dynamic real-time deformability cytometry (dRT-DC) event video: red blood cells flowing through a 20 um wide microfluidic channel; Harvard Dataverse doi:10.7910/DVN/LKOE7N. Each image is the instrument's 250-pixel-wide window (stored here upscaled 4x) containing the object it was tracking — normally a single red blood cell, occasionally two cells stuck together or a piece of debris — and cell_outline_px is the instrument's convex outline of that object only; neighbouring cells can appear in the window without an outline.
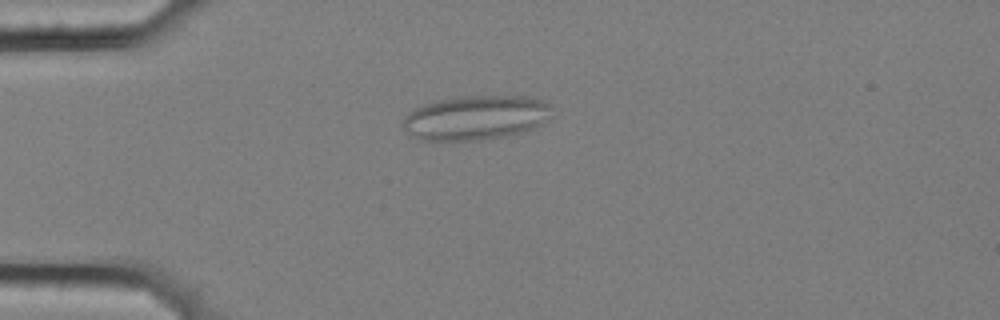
{"species": "common noctule bat (a hibernating species)", "species_latin": "Nyctalus noctula", "temperature_condition": "cold", "stored_images_in_passage": 58, "camera_frame_rate_fps": 3000, "um_per_image_px": 0.085, "animal": {"sex": "female", "body_mass_g": 25.1}, "frame": {"image": 1, "passage_image": 15, "time_ms": 4.667, "image_size_px": [1000, 320], "cell_outline_px": [[552, 104], [548, 116], [536, 128], [524, 132], [508, 136], [480, 140], [420, 140], [412, 136], [404, 128], [404, 116], [408, 112], [424, 104], [436, 100], [460, 96], [528, 96], [544, 100]], "centroid_in_image_um": [40.45, 10.0], "position_along_channel_um": 44.5, "area_um2": 38.73}}
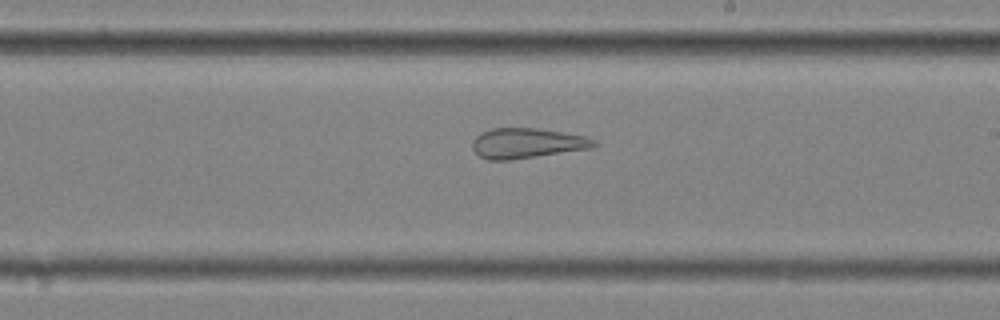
{"frame": {"image": 2, "passage_image": 34, "time_ms": 11.0, "image_size_px": [1000, 320], "cell_outline_px": [[600, 144], [592, 148], [508, 160], [488, 160], [480, 156], [472, 148], [472, 140], [476, 136], [492, 128], [536, 128], [584, 136], [596, 140]], "centroid_in_image_um": [44.8, 12.17], "position_along_channel_um": 244.2, "area_um2": 21.15}}
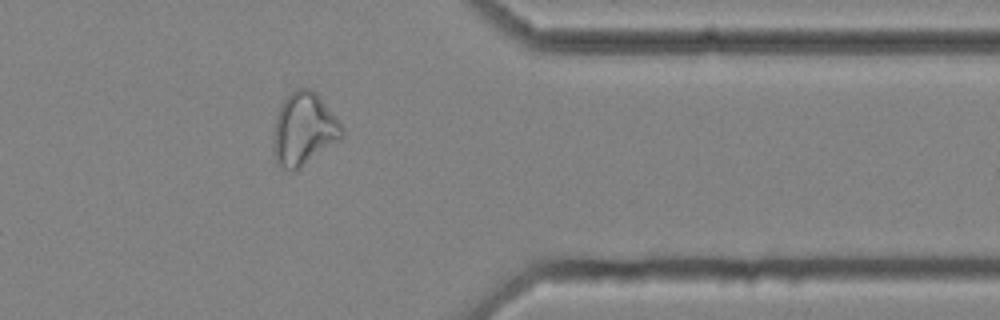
{"frame": {"image": 3, "passage_image": 47, "time_ms": 15.333, "image_size_px": [1000, 320], "cell_outline_px": [[344, 136], [340, 140], [300, 168], [292, 172], [288, 172], [280, 168], [276, 160], [276, 116], [284, 100], [296, 88], [312, 88], [320, 96], [336, 116], [344, 128]], "centroid_in_image_um": [25.9, 10.98], "position_along_channel_um": 385.5, "area_um2": 28.67}, "authors_computed_cell_mechanics": {"area_um2": 29.9693, "velocity_mm_per_s": 3.5092, "shape_relaxation_time_tau1_ms": null, "shape_relaxation_time_tau2_ms": 2.0702, "deformation_change_tau1": null, "deformation_change_tau2": 0.1102}}